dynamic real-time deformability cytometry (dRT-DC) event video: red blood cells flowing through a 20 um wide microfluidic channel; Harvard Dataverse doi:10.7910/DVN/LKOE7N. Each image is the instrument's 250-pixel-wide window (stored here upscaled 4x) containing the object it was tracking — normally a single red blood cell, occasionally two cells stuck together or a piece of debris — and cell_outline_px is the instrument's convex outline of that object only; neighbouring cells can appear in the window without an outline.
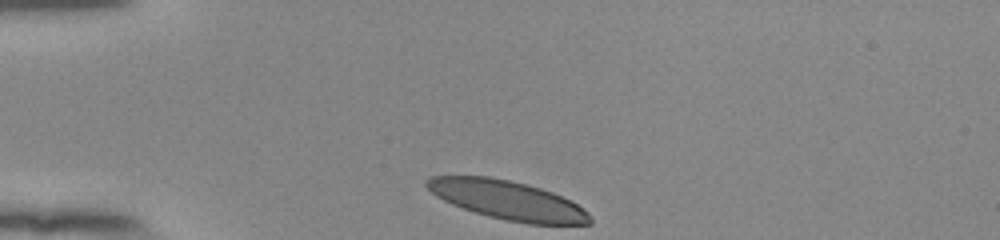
{"species": "human", "species_latin": "Homo sapiens", "temperature_condition": "room temperature", "stored_images_in_passage": 33, "camera_frame_rate_fps": 3000, "um_per_image_px": 0.085, "donor": {"sex": "female"}, "frame": {"image": 1, "passage_image": 1, "time_ms": 0.0, "image_size_px": [1000, 240], "cell_outline_px": [[592, 224], [528, 224], [504, 220], [488, 216], [452, 204], [436, 196], [424, 184], [424, 180], [432, 176], [488, 176], [528, 184], [552, 192], [576, 204], [588, 212], [592, 220]], "centroid_in_image_um": [43.13, 17.01], "position_along_channel_um": 41.9, "area_um2": 36.76}}
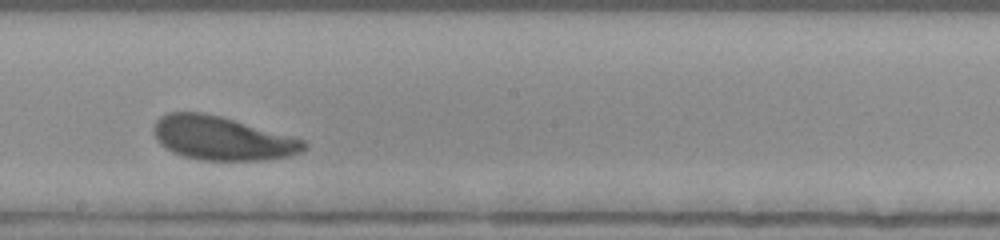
{"frame": {"image": 2, "passage_image": 19, "time_ms": 6.0, "image_size_px": [1000, 240], "cell_outline_px": [[308, 148], [300, 152], [288, 156], [264, 160], [200, 160], [184, 156], [172, 152], [160, 144], [156, 140], [152, 132], [152, 128], [156, 120], [160, 116], [168, 112], [200, 112], [220, 116], [304, 140], [308, 144]], "centroid_in_image_um": [18.82, 11.75], "position_along_channel_um": 229.4, "area_um2": 38.15}}
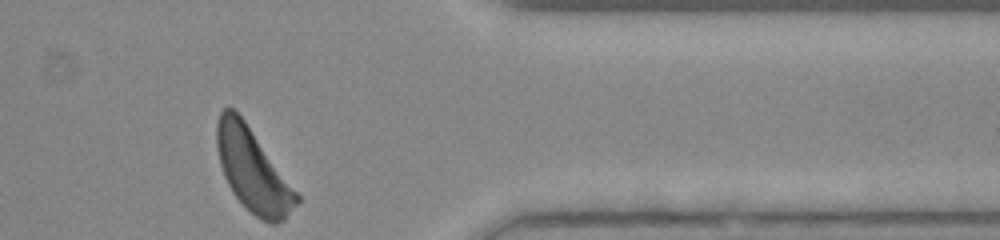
{"frame": {"image": 3, "passage_image": 33, "time_ms": 10.667, "image_size_px": [1000, 240], "cell_outline_px": [[300, 200], [284, 220], [276, 224], [272, 224], [260, 220], [232, 192], [224, 176], [220, 164], [216, 148], [216, 124], [220, 112], [224, 108], [232, 108], [244, 120], [300, 196]], "centroid_in_image_um": [21.47, 14.48], "position_along_channel_um": 389.9, "area_um2": 37.92}, "authors_computed_cell_mechanics": {"area_um2": 38.7838, "velocity_mm_per_s": 3.7508, "shape_relaxation_time_tau1_ms": 2.4003, "shape_relaxation_time_tau2_ms": 1.9076, "deformation_change_tau1": 0.1184, "deformation_change_tau2": 0.0962}}